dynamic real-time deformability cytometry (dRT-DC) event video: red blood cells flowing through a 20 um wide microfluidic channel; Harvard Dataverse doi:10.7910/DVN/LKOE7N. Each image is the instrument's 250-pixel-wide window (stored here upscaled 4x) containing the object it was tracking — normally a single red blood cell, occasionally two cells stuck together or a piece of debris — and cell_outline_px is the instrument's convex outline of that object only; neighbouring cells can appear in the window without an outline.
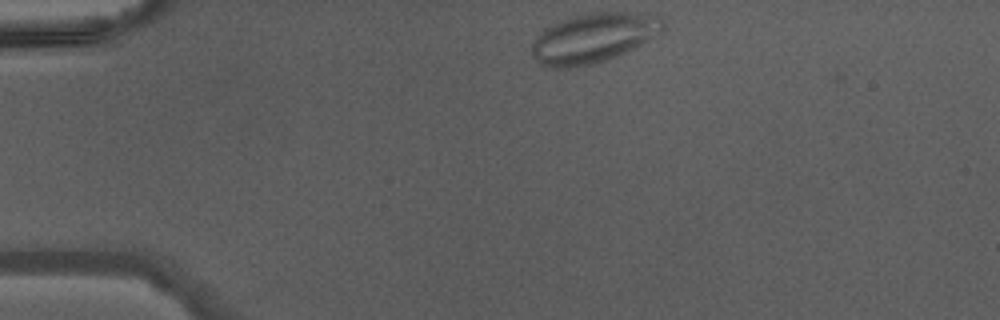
{"species": "Egyptian fruit bat (a non-hibernating species)", "species_latin": "Rousettus aegyptiacus", "temperature_condition": "warm", "stored_images_in_passage": 37, "camera_frame_rate_fps": 3000, "um_per_image_px": 0.085, "animal": {"sex": "male"}, "frame": {"image": 1, "passage_image": 1, "time_ms": 0.0, "image_size_px": [1000, 320], "cell_outline_px": [[664, 28], [660, 32], [648, 40], [616, 56], [592, 64], [572, 68], [548, 68], [540, 64], [536, 60], [532, 52], [532, 44], [536, 36], [544, 28], [560, 20], [572, 16], [588, 12], [656, 12], [664, 20]], "centroid_in_image_um": [50.45, 3.2], "position_along_channel_um": 34.5, "area_um2": 38.26}}
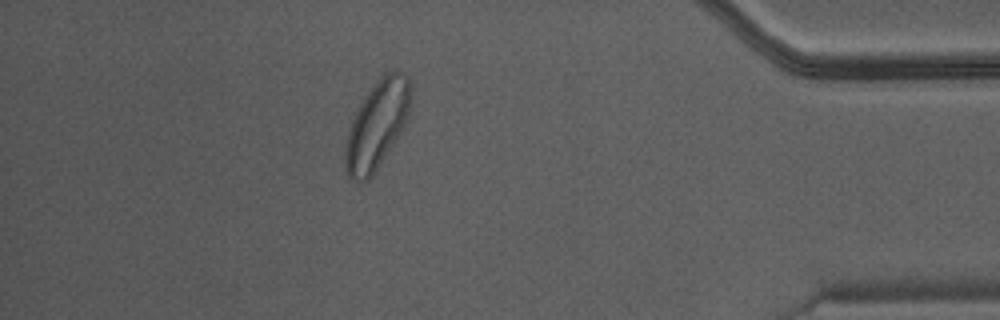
{"frame": {"image": 2, "passage_image": 32, "time_ms": 10.333, "image_size_px": [1000, 320], "cell_outline_px": [[412, 100], [408, 116], [404, 128], [372, 176], [368, 180], [360, 184], [356, 184], [348, 176], [344, 160], [344, 156], [348, 132], [352, 120], [360, 104], [376, 80], [384, 72], [400, 72], [408, 76], [412, 88]], "centroid_in_image_um": [32.07, 10.62], "position_along_channel_um": 403.1, "area_um2": 33.76}}